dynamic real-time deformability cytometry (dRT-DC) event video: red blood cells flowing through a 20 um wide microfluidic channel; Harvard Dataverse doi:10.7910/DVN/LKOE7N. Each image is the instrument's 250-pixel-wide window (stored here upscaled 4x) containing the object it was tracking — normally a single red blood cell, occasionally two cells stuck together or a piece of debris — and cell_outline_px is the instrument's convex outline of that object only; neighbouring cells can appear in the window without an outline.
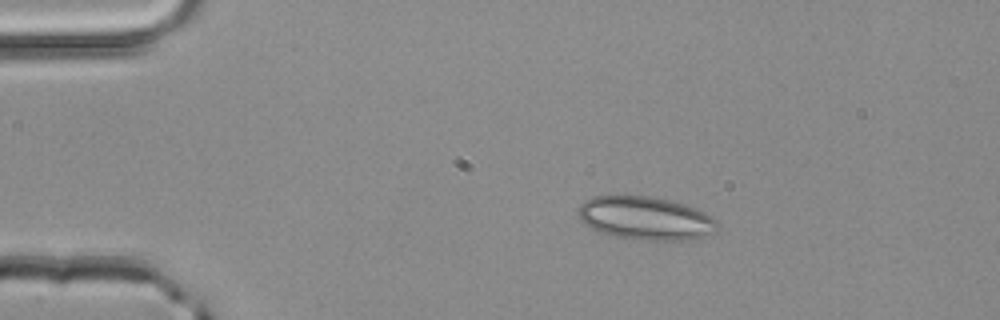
{"species": "common noctule bat (a hibernating species)", "species_latin": "Nyctalus noctula", "temperature_condition": "room temperature", "stored_images_in_passage": 2, "camera_frame_rate_fps": 3000, "um_per_image_px": 0.085, "animal": {"sex": "male", "body_mass_g": 20.4}, "frame": {"image": 1, "passage_image": 1, "time_ms": 0.0, "image_size_px": [1000, 320], "cell_outline_px": [[720, 224], [716, 232], [704, 236], [684, 240], [648, 240], [616, 236], [600, 232], [592, 228], [580, 220], [576, 212], [580, 204], [584, 200], [592, 196], [648, 196], [668, 200], [684, 204], [704, 212], [712, 216]], "centroid_in_image_um": [54.87, 18.54], "position_along_channel_um": 30.1, "area_um2": 35.03}}